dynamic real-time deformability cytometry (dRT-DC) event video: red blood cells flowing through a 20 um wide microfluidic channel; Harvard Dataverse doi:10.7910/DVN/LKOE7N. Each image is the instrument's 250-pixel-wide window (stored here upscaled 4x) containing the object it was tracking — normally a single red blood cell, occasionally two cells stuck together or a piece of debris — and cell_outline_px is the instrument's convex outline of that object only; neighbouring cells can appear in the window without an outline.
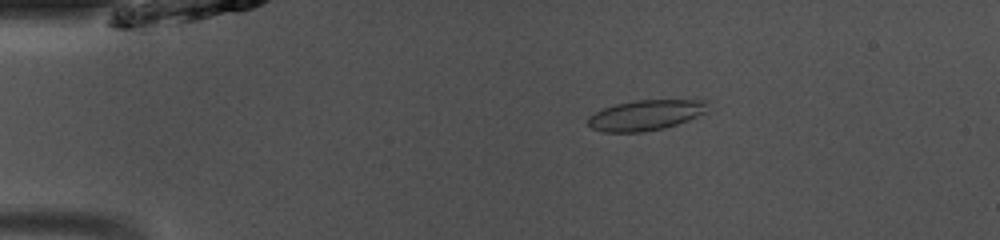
{"species": "common noctule bat (a hibernating species)", "species_latin": "Nyctalus noctula", "temperature_condition": "room temperature", "stored_images_in_passage": 48, "camera_frame_rate_fps": 3000, "um_per_image_px": 0.085, "animal": {"sex": "male", "body_mass_g": 13.0, "forearm_length_mm": 53.1}, "frame": {"image": 1, "passage_image": 9, "time_ms": 2.667, "image_size_px": [1000, 240], "cell_outline_px": [[708, 112], [688, 120], [664, 128], [644, 132], [604, 132], [592, 128], [588, 124], [588, 116], [604, 108], [616, 104], [636, 100], [708, 100]], "centroid_in_image_um": [54.91, 9.78], "position_along_channel_um": 30.1, "area_um2": 21.21}}
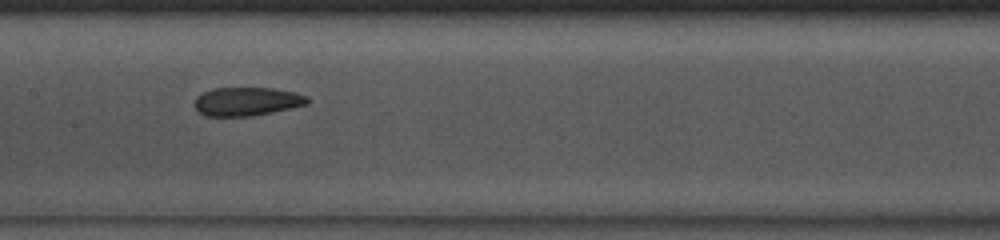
{"frame": {"image": 2, "passage_image": 24, "time_ms": 7.667, "image_size_px": [1000, 240], "cell_outline_px": [[312, 100], [308, 104], [272, 112], [252, 116], [204, 116], [192, 104], [196, 96], [212, 88], [272, 88], [296, 92], [308, 96]], "centroid_in_image_um": [20.99, 8.62], "position_along_channel_um": 186.4, "area_um2": 19.02}}
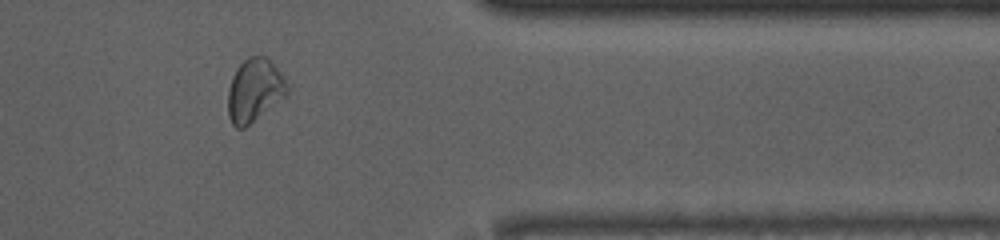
{"frame": {"image": 3, "passage_image": 40, "time_ms": 13.0, "image_size_px": [1000, 240], "cell_outline_px": [[288, 92], [284, 96], [244, 128], [236, 128], [232, 124], [228, 116], [228, 88], [232, 76], [236, 68], [248, 56], [264, 56], [280, 72], [288, 84]], "centroid_in_image_um": [21.59, 7.67], "position_along_channel_um": 389.8, "area_um2": 21.39}, "authors_computed_cell_mechanics": {"area_um2": 20.7502, "velocity_mm_per_s": 4.0783, "shape_relaxation_time_tau1_ms": null, "shape_relaxation_time_tau2_ms": 3.9395, "deformation_change_tau1": null, "deformation_change_tau2": 0.0879}}